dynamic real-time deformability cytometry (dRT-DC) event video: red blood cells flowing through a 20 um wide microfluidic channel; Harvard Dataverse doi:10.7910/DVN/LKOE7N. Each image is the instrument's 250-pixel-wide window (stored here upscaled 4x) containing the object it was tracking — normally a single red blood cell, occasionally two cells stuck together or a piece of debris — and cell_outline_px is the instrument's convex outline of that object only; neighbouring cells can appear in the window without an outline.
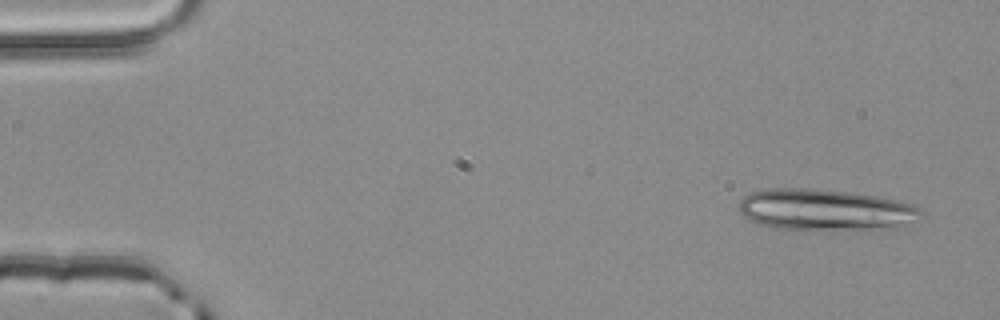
{"species": "common noctule bat (a hibernating species)", "species_latin": "Nyctalus noctula", "temperature_condition": "room temperature", "stored_images_in_passage": 4, "camera_frame_rate_fps": 3000, "um_per_image_px": 0.085, "animal": {"sex": "male", "body_mass_g": 20.4}, "frame": {"image": 1, "passage_image": 1, "time_ms": 0.0, "image_size_px": [1000, 320], "cell_outline_px": [[924, 220], [884, 232], [804, 232], [772, 228], [756, 224], [748, 220], [740, 212], [740, 200], [748, 192], [772, 188], [816, 188], [852, 192], [876, 196], [896, 200], [912, 204], [924, 212]], "centroid_in_image_um": [70.26, 17.92], "position_along_channel_um": 14.7, "area_um2": 46.93}}